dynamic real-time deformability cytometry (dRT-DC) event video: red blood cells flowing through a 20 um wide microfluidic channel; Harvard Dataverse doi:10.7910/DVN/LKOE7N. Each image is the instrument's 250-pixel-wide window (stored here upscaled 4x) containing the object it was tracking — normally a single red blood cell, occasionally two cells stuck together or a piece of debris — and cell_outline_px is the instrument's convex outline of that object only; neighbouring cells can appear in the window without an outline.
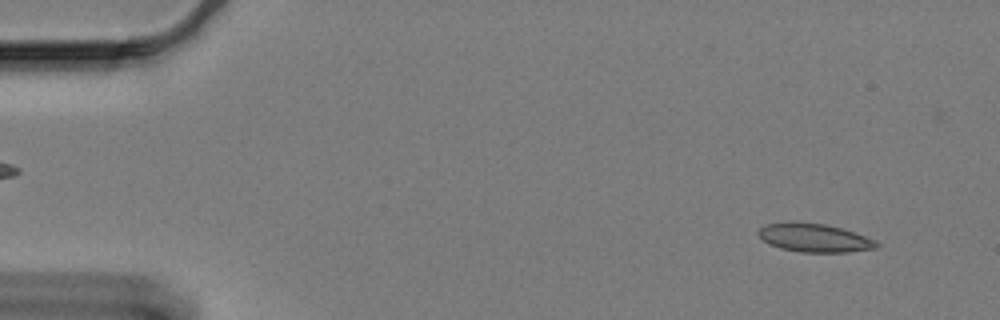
{"species": "Egyptian fruit bat (a non-hibernating species)", "species_latin": "Rousettus aegyptiacus", "temperature_condition": "cold", "stored_images_in_passage": 60, "camera_frame_rate_fps": 3000, "um_per_image_px": 0.085, "animal": {"sex": "female"}, "frame": {"image": 1, "passage_image": 4, "time_ms": 1.0, "image_size_px": [1000, 320], "cell_outline_px": [[880, 244], [876, 248], [848, 252], [800, 252], [780, 248], [768, 244], [756, 232], [764, 224], [792, 220], [824, 224], [840, 228], [876, 240]], "centroid_in_image_um": [69.16, 20.2], "position_along_channel_um": 15.8, "area_um2": 19.77}}
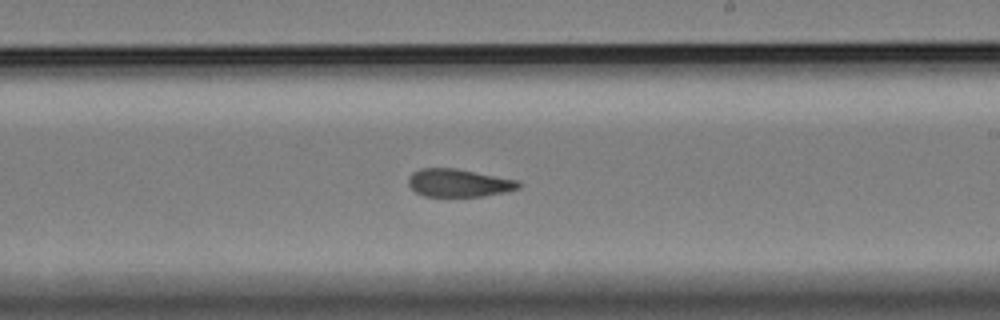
{"frame": {"image": 2, "passage_image": 35, "time_ms": 11.333, "image_size_px": [1000, 320], "cell_outline_px": [[524, 184], [520, 188], [504, 192], [484, 196], [424, 196], [416, 192], [408, 184], [408, 176], [412, 172], [420, 168], [456, 168], [520, 180]], "centroid_in_image_um": [39.03, 15.54], "position_along_channel_um": 250.0, "area_um2": 18.15}}
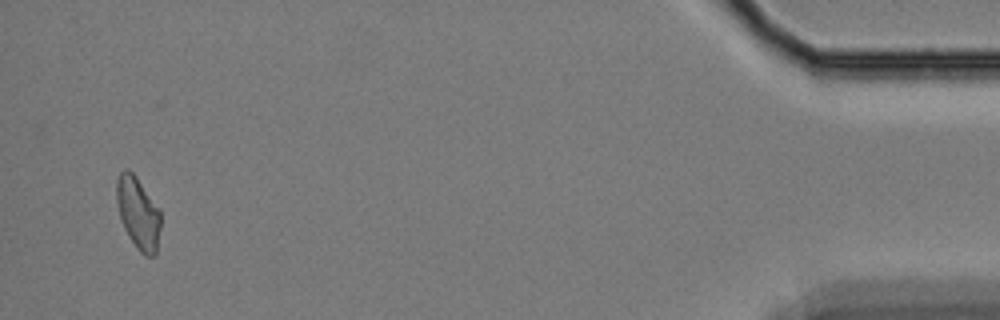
{"frame": {"image": 3, "passage_image": 58, "time_ms": 19.0, "image_size_px": [1000, 320], "cell_outline_px": [[160, 228], [156, 252], [152, 256], [144, 256], [136, 248], [128, 236], [120, 220], [116, 200], [116, 180], [120, 172], [124, 168], [128, 168], [136, 176], [160, 208]], "centroid_in_image_um": [11.72, 18.08], "position_along_channel_um": 423.5, "area_um2": 18.79}, "authors_computed_cell_mechanics": {"area_um2": 18.6694, "velocity_mm_per_s": 3.2699, "shape_relaxation_time_tau1_ms": null, "shape_relaxation_time_tau2_ms": 2.7285, "deformation_change_tau1": null, "deformation_change_tau2": 0.0875}}